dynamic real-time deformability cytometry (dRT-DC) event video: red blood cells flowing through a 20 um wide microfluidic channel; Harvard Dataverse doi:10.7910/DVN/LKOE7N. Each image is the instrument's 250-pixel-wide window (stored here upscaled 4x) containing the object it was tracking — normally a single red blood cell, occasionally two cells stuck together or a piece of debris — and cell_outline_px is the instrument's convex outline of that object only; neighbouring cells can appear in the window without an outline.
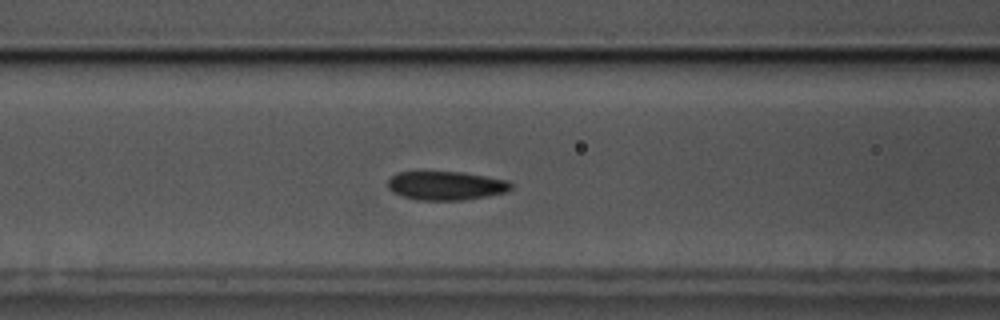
{"species": "common noctule bat (a hibernating species)", "species_latin": "Nyctalus noctula", "temperature_condition": "cold", "stored_images_in_passage": 59, "segment_of_instrument_passage": [1, 2], "camera_frame_rate_fps": 3000, "um_per_image_px": 0.085, "animal": {"sex": "male", "body_mass_g": 17.5, "forearm_length_mm": 52.3}, "frame": {"image": 1, "passage_image": 23, "time_ms": 7.333, "image_size_px": [1000, 320], "cell_outline_px": [[512, 188], [508, 192], [488, 196], [464, 200], [416, 200], [392, 192], [388, 188], [388, 180], [396, 172], [464, 172], [508, 180], [512, 184]], "centroid_in_image_um": [37.94, 15.78], "position_along_channel_um": 128.7, "area_um2": 20.81}}
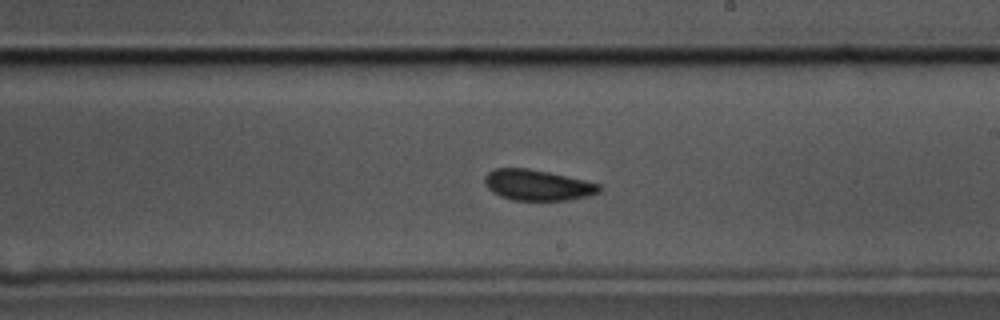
{"frame": {"image": 2, "passage_image": 33, "time_ms": 10.667, "image_size_px": [1000, 320], "cell_outline_px": [[604, 188], [600, 192], [588, 196], [568, 200], [512, 200], [500, 196], [492, 192], [484, 184], [484, 176], [492, 168], [528, 168], [568, 176], [600, 184]], "centroid_in_image_um": [45.68, 15.73], "position_along_channel_um": 243.3, "area_um2": 20.75}}
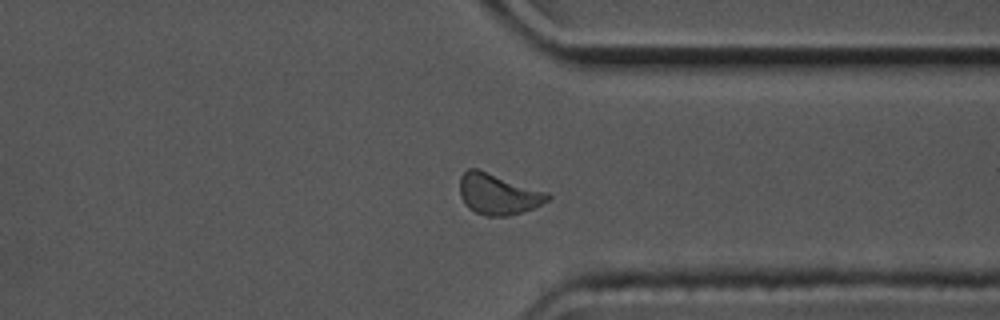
{"frame": {"image": 3, "passage_image": 44, "time_ms": 14.333, "image_size_px": [1000, 320], "cell_outline_px": [[552, 196], [548, 200], [532, 208], [520, 212], [504, 216], [484, 216], [468, 208], [464, 204], [460, 196], [460, 176], [468, 168], [476, 168], [548, 192]], "centroid_in_image_um": [42.31, 16.49], "position_along_channel_um": 369.1, "area_um2": 20.81}}